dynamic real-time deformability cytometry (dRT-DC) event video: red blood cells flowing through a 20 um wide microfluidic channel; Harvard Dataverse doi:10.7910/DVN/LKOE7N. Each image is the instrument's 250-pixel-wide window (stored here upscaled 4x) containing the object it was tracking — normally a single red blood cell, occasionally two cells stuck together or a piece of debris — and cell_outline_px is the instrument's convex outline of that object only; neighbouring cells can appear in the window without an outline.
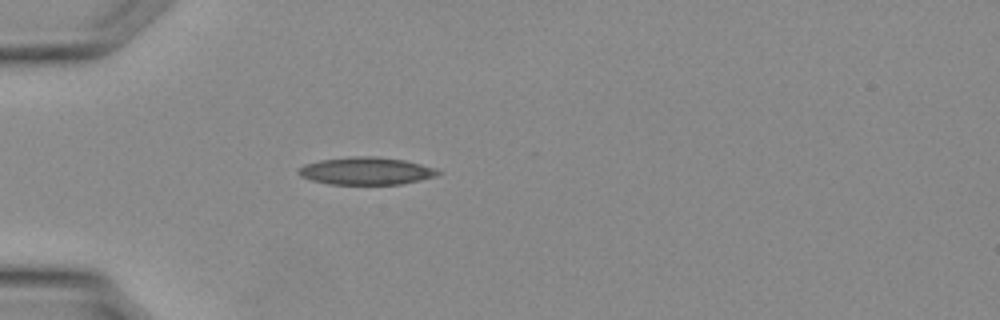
{"species": "Egyptian fruit bat (a non-hibernating species)", "species_latin": "Rousettus aegyptiacus", "temperature_condition": "warm", "stored_images_in_passage": 26, "camera_frame_rate_fps": 3000, "um_per_image_px": 0.085, "animal": {"sex": "female"}, "frame": {"image": 1, "passage_image": 1, "time_ms": 0.0, "image_size_px": [1000, 320], "cell_outline_px": [[444, 172], [436, 176], [420, 180], [400, 184], [328, 184], [312, 180], [300, 176], [296, 172], [296, 168], [304, 164], [320, 160], [348, 156], [372, 156], [404, 160], [436, 168]], "centroid_in_image_um": [31.09, 14.52], "position_along_channel_um": 53.9, "area_um2": 22.54}}
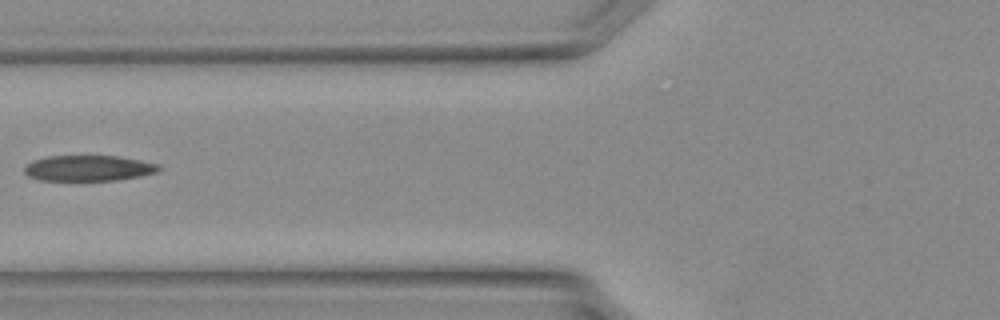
{"frame": {"image": 2, "passage_image": 5, "time_ms": 1.333, "image_size_px": [1000, 320], "cell_outline_px": [[164, 168], [156, 172], [140, 176], [116, 180], [40, 180], [28, 176], [24, 172], [24, 168], [32, 160], [48, 156], [116, 156], [140, 160], [160, 164]], "centroid_in_image_um": [7.54, 14.29], "position_along_channel_um": 118.3, "area_um2": 20.11}}